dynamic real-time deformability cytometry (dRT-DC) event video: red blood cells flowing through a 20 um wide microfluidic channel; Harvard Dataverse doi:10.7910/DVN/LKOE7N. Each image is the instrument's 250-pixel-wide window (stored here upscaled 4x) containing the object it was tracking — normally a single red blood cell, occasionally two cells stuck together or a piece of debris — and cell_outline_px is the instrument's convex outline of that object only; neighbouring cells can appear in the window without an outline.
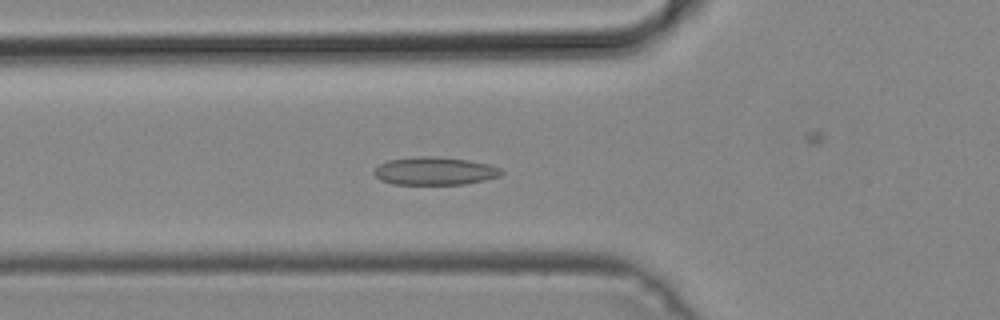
{"species": "common noctule bat (a hibernating species)", "species_latin": "Nyctalus noctula", "temperature_condition": "cold", "stored_images_in_passage": 51, "camera_frame_rate_fps": 3000, "um_per_image_px": 0.085, "animal": {"sex": "male", "body_mass_g": 19.2, "forearm_length_mm": 51.8}, "frame": {"image": 1, "passage_image": 19, "time_ms": 6.0, "image_size_px": [1000, 320], "cell_outline_px": [[504, 172], [500, 176], [484, 180], [464, 184], [392, 184], [380, 180], [372, 172], [380, 164], [388, 160], [412, 156], [432, 156], [468, 160], [488, 164], [500, 168]], "centroid_in_image_um": [36.93, 14.53], "position_along_channel_um": 88.9, "area_um2": 20.75}}
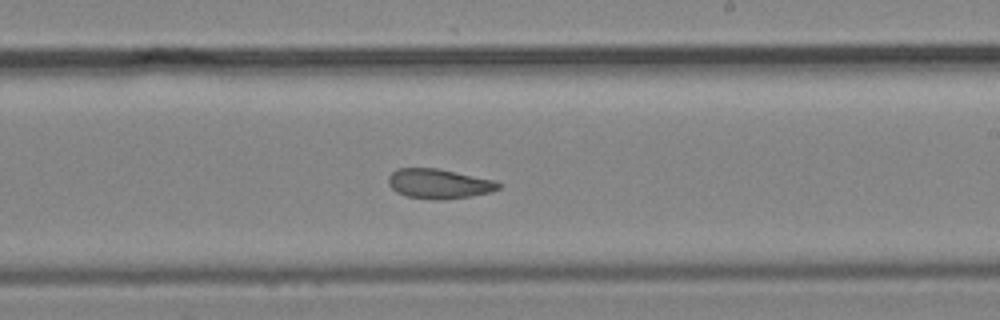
{"frame": {"image": 2, "passage_image": 31, "time_ms": 10.0, "image_size_px": [1000, 320], "cell_outline_px": [[500, 188], [492, 192], [468, 196], [436, 200], [432, 200], [408, 196], [396, 192], [388, 184], [388, 176], [396, 168], [436, 168], [496, 180], [500, 184]], "centroid_in_image_um": [37.29, 15.61], "position_along_channel_um": 251.7, "area_um2": 19.02}}
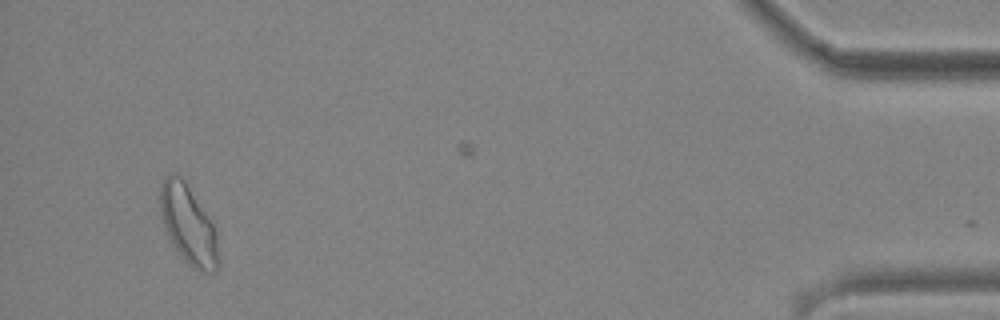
{"frame": {"image": 3, "passage_image": 49, "time_ms": 16.0, "image_size_px": [1000, 320], "cell_outline_px": [[220, 260], [216, 272], [204, 272], [192, 268], [184, 260], [176, 248], [164, 224], [160, 212], [160, 188], [164, 176], [168, 172], [172, 172], [180, 176], [184, 180], [212, 220], [216, 228], [220, 256]], "centroid_in_image_um": [16.05, 19.1], "position_along_channel_um": 419.1, "area_um2": 26.99}}